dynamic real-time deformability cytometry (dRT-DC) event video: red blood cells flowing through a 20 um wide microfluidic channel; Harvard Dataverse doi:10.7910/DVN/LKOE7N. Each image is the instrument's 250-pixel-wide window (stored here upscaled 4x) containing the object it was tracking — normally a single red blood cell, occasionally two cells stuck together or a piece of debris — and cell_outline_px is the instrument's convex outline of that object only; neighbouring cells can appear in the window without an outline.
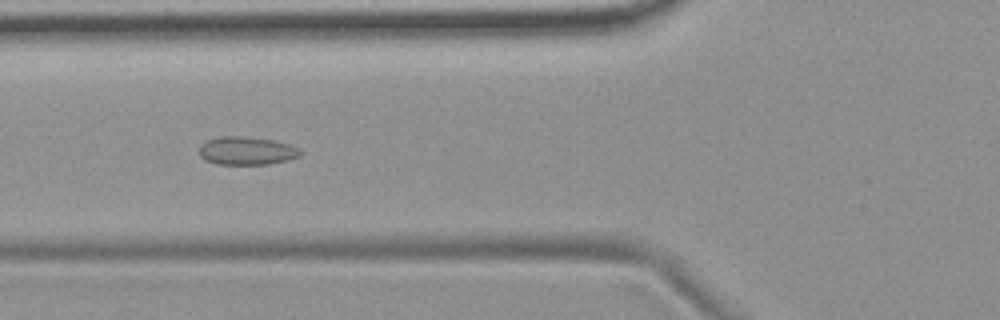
{"species": "common noctule bat (a hibernating species)", "species_latin": "Nyctalus noctula", "temperature_condition": "room temperature", "stored_images_in_passage": 7, "camera_frame_rate_fps": 3000, "um_per_image_px": 0.085, "animal": {"sex": "female", "body_mass_g": 19.9}, "frame": {"image": 1, "passage_image": 5, "time_ms": 4.667, "image_size_px": [1000, 320], "cell_outline_px": [[300, 156], [288, 160], [268, 164], [216, 164], [204, 160], [200, 156], [200, 144], [208, 140], [220, 136], [240, 136], [272, 140], [288, 144], [300, 148]], "centroid_in_image_um": [20.95, 12.82], "position_along_channel_um": 104.9, "area_um2": 16.53}}
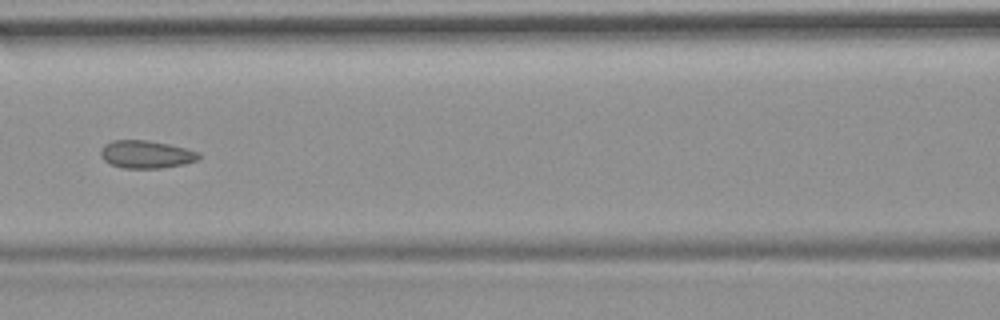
{"frame": {"image": 2, "passage_image": 6, "time_ms": 6.0, "image_size_px": [1000, 320], "cell_outline_px": [[200, 156], [196, 160], [184, 164], [160, 168], [124, 168], [112, 164], [104, 160], [100, 156], [100, 148], [104, 144], [112, 140], [148, 140], [168, 144], [200, 152]], "centroid_in_image_um": [12.39, 13.11], "position_along_channel_um": 154.2, "area_um2": 15.84}}
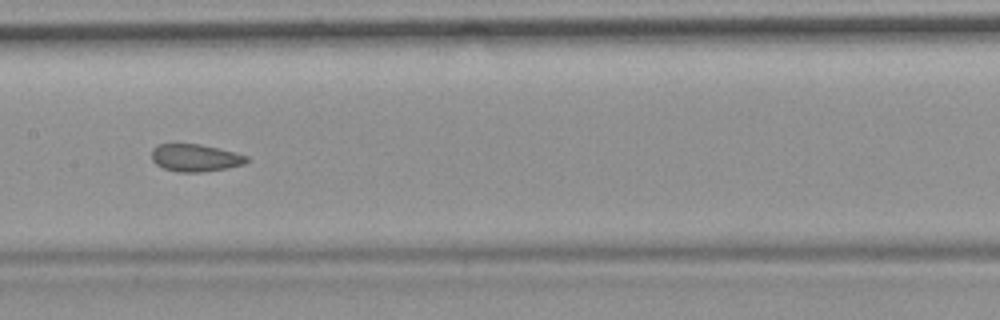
{"frame": {"image": 3, "passage_image": 7, "time_ms": 7.0, "image_size_px": [1000, 320], "cell_outline_px": [[248, 160], [244, 164], [228, 168], [200, 172], [180, 172], [164, 168], [156, 164], [152, 160], [152, 148], [156, 144], [200, 144], [236, 152], [248, 156]], "centroid_in_image_um": [16.6, 13.41], "position_along_channel_um": 190.8, "area_um2": 15.2}}